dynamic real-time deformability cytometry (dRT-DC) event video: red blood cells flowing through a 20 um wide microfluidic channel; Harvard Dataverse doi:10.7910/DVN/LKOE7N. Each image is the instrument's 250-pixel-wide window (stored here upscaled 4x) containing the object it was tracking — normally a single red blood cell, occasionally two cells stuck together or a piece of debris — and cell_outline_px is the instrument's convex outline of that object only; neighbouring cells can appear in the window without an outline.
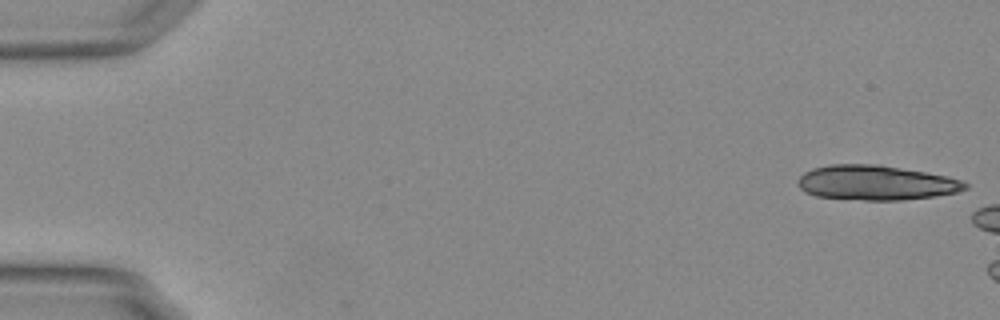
{"species": "Egyptian fruit bat (a non-hibernating species)", "species_latin": "Rousettus aegyptiacus", "temperature_condition": "warm", "stored_images_in_passage": 3, "camera_frame_rate_fps": 3000, "um_per_image_px": 0.085, "animal": {"sex": "female"}, "frame": {"image": 1, "passage_image": 1, "time_ms": 0.0, "image_size_px": [1000, 320], "cell_outline_px": [[968, 188], [956, 192], [936, 196], [900, 200], [864, 200], [816, 196], [804, 192], [796, 184], [800, 176], [804, 172], [812, 168], [828, 164], [880, 164], [948, 176], [960, 180], [968, 184]], "centroid_in_image_um": [74.43, 15.52], "position_along_channel_um": 10.6, "area_um2": 34.04}}